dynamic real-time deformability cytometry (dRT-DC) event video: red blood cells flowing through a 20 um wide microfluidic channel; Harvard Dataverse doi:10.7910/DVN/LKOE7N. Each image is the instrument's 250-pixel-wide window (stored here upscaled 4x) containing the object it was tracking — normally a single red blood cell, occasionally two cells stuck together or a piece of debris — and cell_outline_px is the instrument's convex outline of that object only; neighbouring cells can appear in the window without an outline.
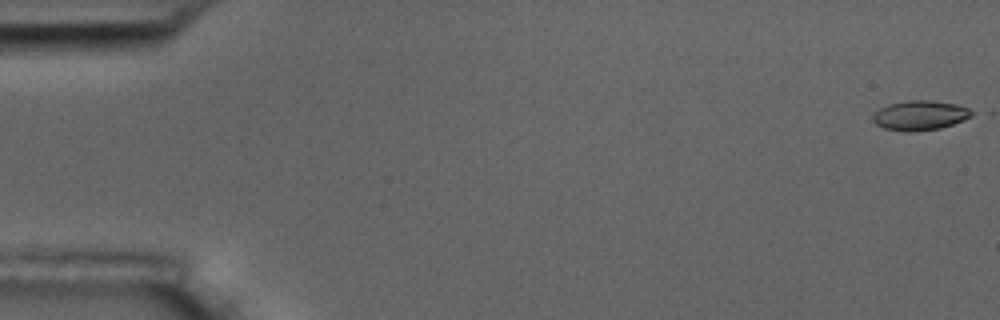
{"species": "common noctule bat (a hibernating species)", "species_latin": "Nyctalus noctula", "temperature_condition": "room temperature", "stored_images_in_passage": 6, "camera_frame_rate_fps": 3000, "um_per_image_px": 0.085, "animal": {"sex": "male", "body_mass_g": 17.5, "forearm_length_mm": 52.3}, "frame": {"image": 1, "passage_image": 1, "time_ms": 0.0, "image_size_px": [1000, 320], "cell_outline_px": [[976, 112], [972, 116], [964, 120], [940, 128], [912, 132], [904, 132], [884, 128], [876, 124], [872, 120], [872, 116], [880, 108], [888, 104], [908, 100], [932, 100], [956, 104], [968, 108]], "centroid_in_image_um": [78.21, 9.8], "position_along_channel_um": 6.8, "area_um2": 17.22}}
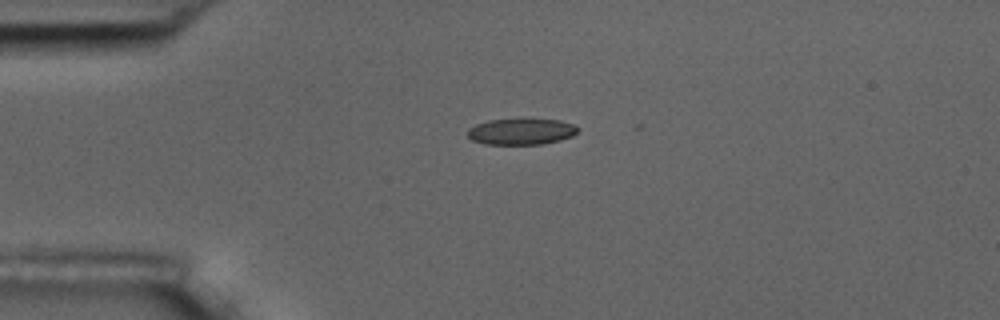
{"frame": {"image": 2, "passage_image": 4, "time_ms": 4.333, "image_size_px": [1000, 320], "cell_outline_px": [[580, 128], [572, 136], [560, 140], [544, 144], [484, 144], [472, 140], [468, 136], [468, 128], [476, 124], [488, 120], [524, 116], [560, 120], [572, 124]], "centroid_in_image_um": [44.31, 11.13], "position_along_channel_um": 40.7, "area_um2": 17.63}}